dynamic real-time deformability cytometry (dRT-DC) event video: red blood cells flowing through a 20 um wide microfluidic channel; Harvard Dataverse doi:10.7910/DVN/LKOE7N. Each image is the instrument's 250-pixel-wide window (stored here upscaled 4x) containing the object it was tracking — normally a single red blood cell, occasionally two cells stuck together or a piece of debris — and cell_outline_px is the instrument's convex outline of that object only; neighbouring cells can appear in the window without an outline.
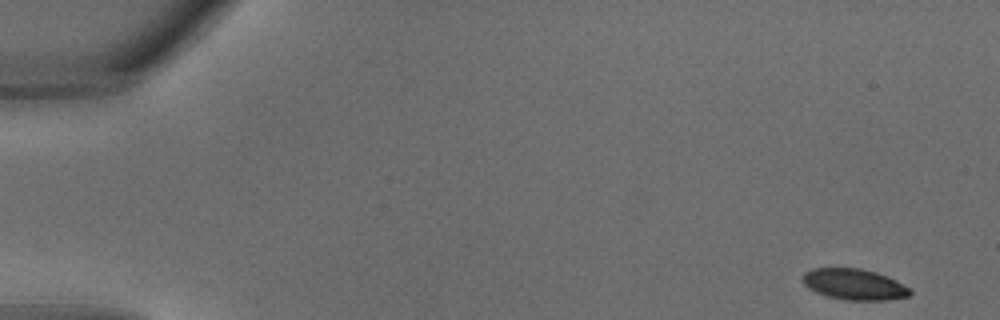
{"species": "common noctule bat (a hibernating species)", "species_latin": "Nyctalus noctula", "temperature_condition": "warm", "stored_images_in_passage": 33, "camera_frame_rate_fps": 3000, "um_per_image_px": 0.085, "animal": {"sex": "male", "body_mass_g": 18.8}, "frame": {"image": 1, "passage_image": 1, "time_ms": 0.0, "image_size_px": [1000, 320], "cell_outline_px": [[912, 292], [908, 296], [884, 300], [844, 300], [828, 296], [816, 292], [808, 288], [804, 284], [804, 272], [812, 268], [860, 268], [876, 272], [888, 276], [912, 288]], "centroid_in_image_um": [72.64, 24.16], "position_along_channel_um": 12.4, "area_um2": 19.42}}
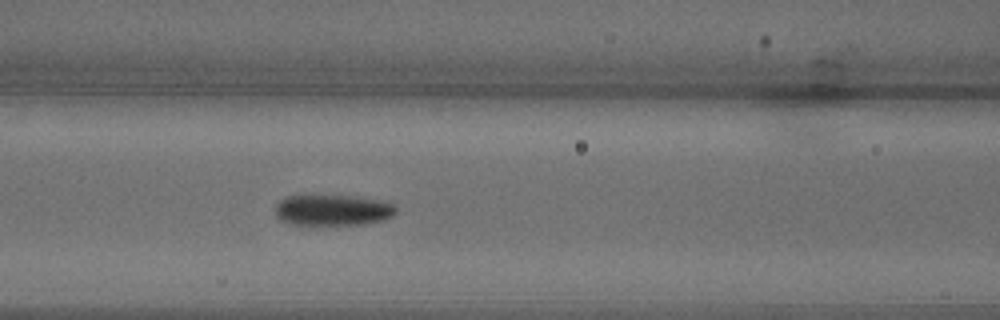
{"frame": {"image": 2, "passage_image": 14, "time_ms": 4.333, "image_size_px": [1000, 320], "cell_outline_px": [[396, 212], [392, 216], [384, 220], [364, 224], [288, 224], [280, 220], [276, 216], [276, 204], [280, 200], [288, 196], [352, 196], [380, 200], [392, 204], [396, 208]], "centroid_in_image_um": [28.28, 17.86], "position_along_channel_um": 138.3, "area_um2": 21.56}}
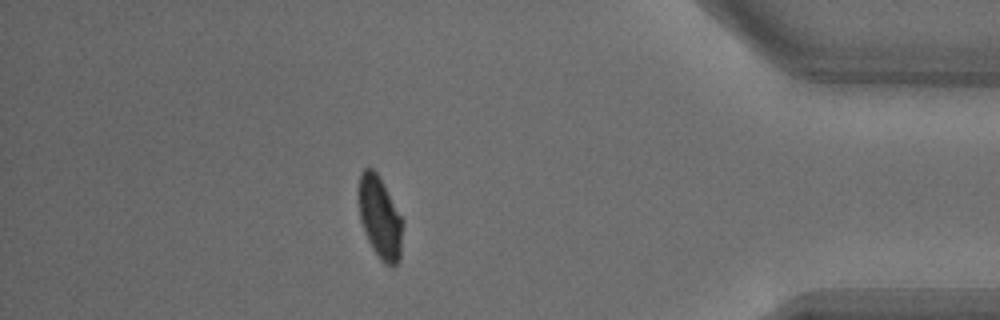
{"frame": {"image": 3, "passage_image": 29, "time_ms": 9.333, "image_size_px": [1000, 320], "cell_outline_px": [[404, 224], [400, 260], [392, 268], [384, 264], [380, 260], [372, 248], [368, 240], [360, 220], [360, 172], [364, 168], [372, 168], [376, 172], [404, 220]], "centroid_in_image_um": [32.34, 18.58], "position_along_channel_um": 402.9, "area_um2": 21.04}}